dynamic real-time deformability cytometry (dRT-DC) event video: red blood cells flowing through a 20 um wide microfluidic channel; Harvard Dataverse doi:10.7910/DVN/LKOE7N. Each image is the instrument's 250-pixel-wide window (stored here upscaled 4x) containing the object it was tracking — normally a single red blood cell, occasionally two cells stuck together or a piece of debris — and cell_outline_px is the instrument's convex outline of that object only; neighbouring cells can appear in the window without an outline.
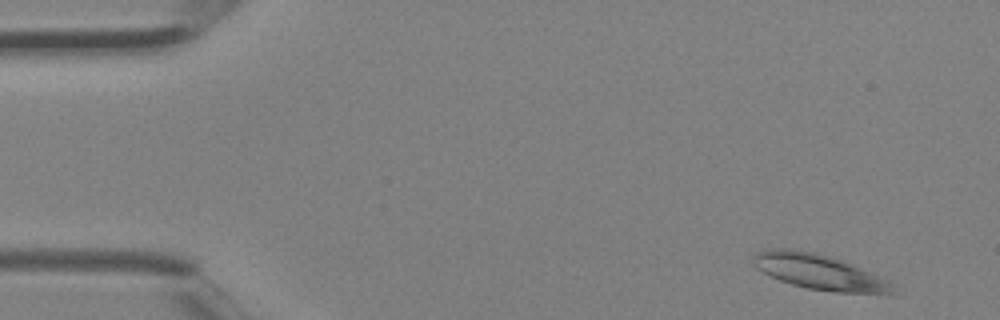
{"species": "Egyptian fruit bat (a non-hibernating species)", "species_latin": "Rousettus aegyptiacus", "temperature_condition": "room temperature", "stored_images_in_passage": 4, "camera_frame_rate_fps": 3000, "um_per_image_px": 0.085, "animal": {"sex": "female"}, "frame": {"image": 1, "passage_image": 1, "time_ms": 0.0, "image_size_px": [1000, 320], "cell_outline_px": [[892, 292], [836, 292], [808, 288], [792, 284], [780, 280], [756, 268], [752, 264], [752, 256], [756, 252], [764, 248], [784, 248], [816, 252], [844, 260], [892, 284]], "centroid_in_image_um": [69.47, 23.06], "position_along_channel_um": 15.5, "area_um2": 27.98}}
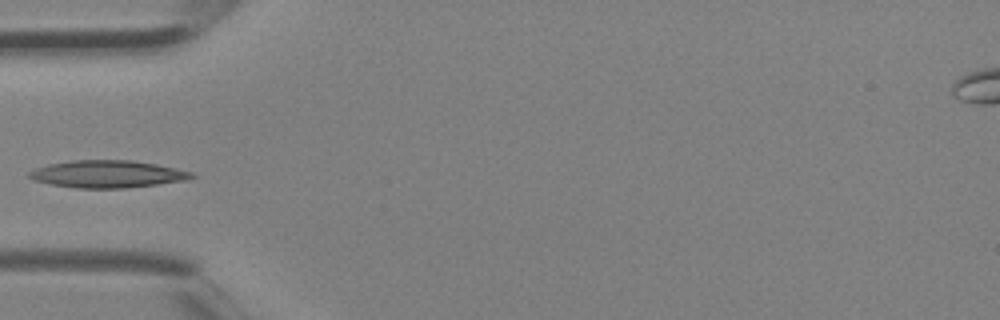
{"frame": {"image": 2, "passage_image": 4, "time_ms": 1.0, "image_size_px": [1000, 320], "cell_outline_px": [[196, 176], [188, 180], [124, 188], [76, 188], [52, 184], [36, 180], [28, 176], [28, 172], [36, 168], [48, 164], [72, 160], [132, 160], [156, 164], [176, 168], [192, 172]], "centroid_in_image_um": [9.16, 14.79], "position_along_channel_um": 75.8, "area_um2": 25.72}}